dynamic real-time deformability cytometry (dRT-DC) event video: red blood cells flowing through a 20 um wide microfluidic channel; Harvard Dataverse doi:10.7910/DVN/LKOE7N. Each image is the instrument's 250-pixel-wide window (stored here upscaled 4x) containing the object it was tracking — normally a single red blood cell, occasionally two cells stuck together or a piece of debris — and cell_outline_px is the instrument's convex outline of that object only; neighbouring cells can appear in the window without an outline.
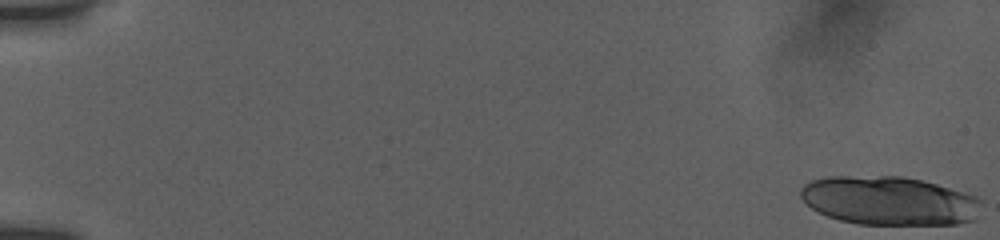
{"species": "human", "species_latin": "Homo sapiens", "temperature_condition": "room temperature", "stored_images_in_passage": 21, "camera_frame_rate_fps": 3000, "um_per_image_px": 0.085, "donor": {"sex": "female"}, "frame": {"image": 1, "passage_image": 1, "time_ms": 0.0, "image_size_px": [1000, 240], "cell_outline_px": [[980, 204], [976, 220], [956, 224], [856, 224], [840, 220], [828, 216], [812, 208], [800, 196], [800, 188], [804, 184], [812, 180], [828, 176], [900, 176], [920, 180], [936, 184], [976, 196], [980, 200]], "centroid_in_image_um": [75.56, 17.06], "position_along_channel_um": 9.4, "area_um2": 51.21}}
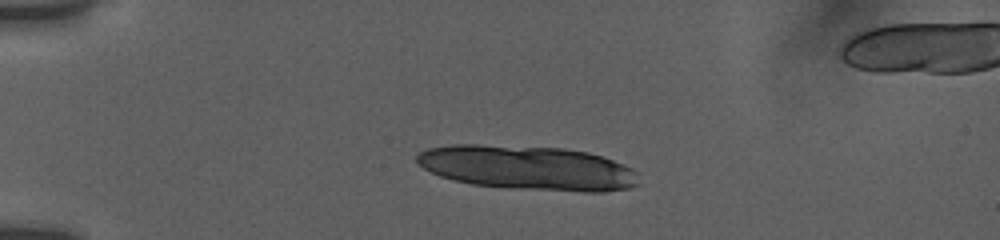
{"frame": {"image": 2, "passage_image": 14, "time_ms": 4.333, "image_size_px": [1000, 240], "cell_outline_px": [[640, 184], [628, 188], [604, 192], [584, 192], [508, 188], [472, 184], [452, 180], [440, 176], [424, 168], [416, 160], [416, 156], [420, 152], [428, 148], [452, 144], [476, 144], [564, 148], [588, 152], [604, 156], [632, 168], [636, 172]], "centroid_in_image_um": [44.88, 14.26], "position_along_channel_um": 40.1, "area_um2": 57.74}}